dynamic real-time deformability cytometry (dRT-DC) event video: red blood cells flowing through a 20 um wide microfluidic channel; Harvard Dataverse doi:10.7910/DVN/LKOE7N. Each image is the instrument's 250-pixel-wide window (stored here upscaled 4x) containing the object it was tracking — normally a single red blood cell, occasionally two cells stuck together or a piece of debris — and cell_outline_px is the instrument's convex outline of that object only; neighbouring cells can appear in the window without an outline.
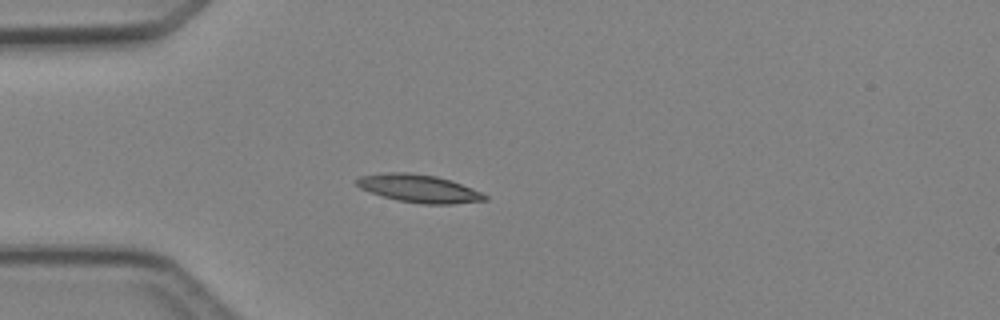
{"species": "Egyptian fruit bat (a non-hibernating species)", "species_latin": "Rousettus aegyptiacus", "temperature_condition": "cold", "stored_images_in_passage": 5, "camera_frame_rate_fps": 3000, "um_per_image_px": 0.085, "animal": {"sex": "female"}, "frame": {"image": 1, "passage_image": 4, "time_ms": 4.333, "image_size_px": [1000, 320], "cell_outline_px": [[488, 200], [452, 204], [424, 204], [396, 200], [360, 188], [356, 184], [356, 180], [360, 176], [384, 172], [408, 172], [436, 176], [452, 180], [472, 188], [488, 196]], "centroid_in_image_um": [35.63, 16.01], "position_along_channel_um": 49.4, "area_um2": 20.81}}